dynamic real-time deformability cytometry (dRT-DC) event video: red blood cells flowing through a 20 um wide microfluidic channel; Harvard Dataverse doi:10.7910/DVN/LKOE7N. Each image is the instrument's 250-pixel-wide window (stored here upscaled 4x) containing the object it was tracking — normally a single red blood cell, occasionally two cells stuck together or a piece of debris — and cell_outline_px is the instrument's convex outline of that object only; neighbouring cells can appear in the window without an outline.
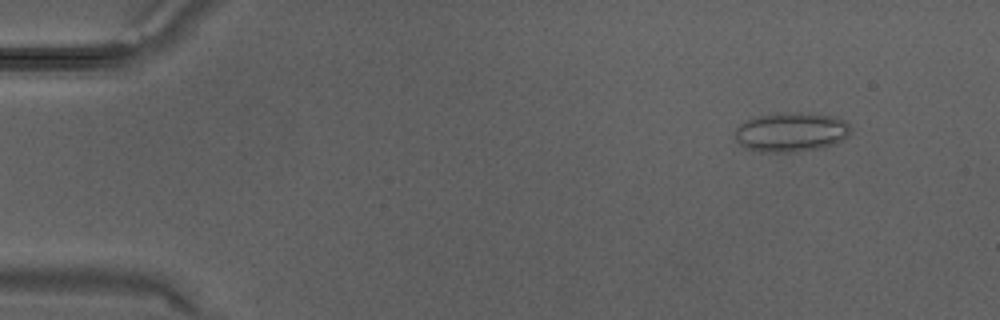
{"species": "Egyptian fruit bat (a non-hibernating species)", "species_latin": "Rousettus aegyptiacus", "temperature_condition": "warm", "stored_images_in_passage": 33, "camera_frame_rate_fps": 3000, "um_per_image_px": 0.085, "animal": {"sex": "male"}, "frame": {"image": 1, "passage_image": 4, "time_ms": 1.0, "image_size_px": [1000, 320], "cell_outline_px": [[852, 132], [844, 140], [824, 148], [788, 152], [760, 152], [744, 148], [736, 140], [736, 128], [740, 124], [748, 120], [760, 116], [784, 112], [796, 112], [832, 116], [844, 120], [848, 124]], "centroid_in_image_um": [67.27, 11.24], "position_along_channel_um": 17.7, "area_um2": 26.59}}
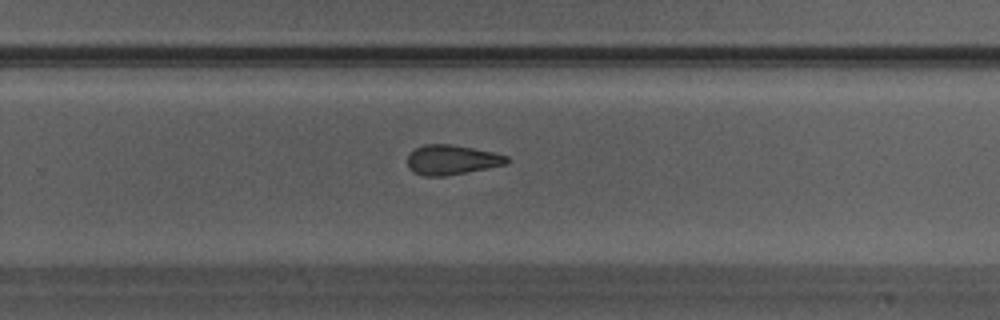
{"frame": {"image": 2, "passage_image": 22, "time_ms": 7.0, "image_size_px": [1000, 320], "cell_outline_px": [[508, 160], [504, 164], [444, 176], [424, 176], [412, 172], [408, 168], [408, 156], [416, 148], [424, 144], [452, 144], [492, 152], [508, 156]], "centroid_in_image_um": [38.33, 13.58], "position_along_channel_um": 291.5, "area_um2": 16.88}}
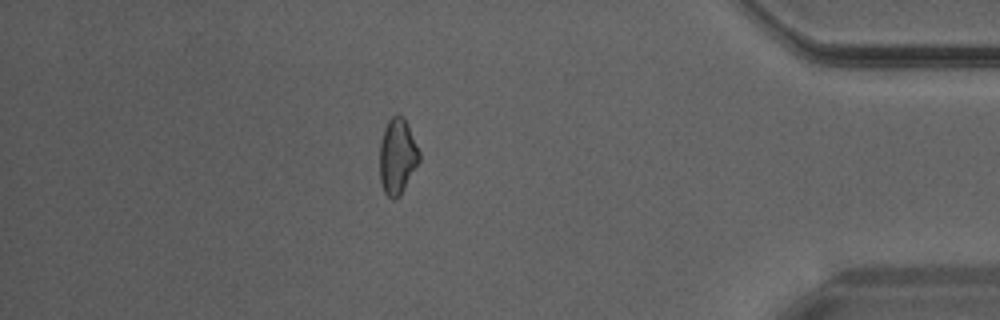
{"frame": {"image": 3, "passage_image": 29, "time_ms": 9.333, "image_size_px": [1000, 320], "cell_outline_px": [[420, 160], [404, 188], [392, 200], [384, 192], [380, 180], [380, 144], [384, 128], [388, 120], [396, 112], [404, 116], [408, 124], [420, 152]], "centroid_in_image_um": [33.78, 13.22], "position_along_channel_um": 401.4, "area_um2": 17.4}}